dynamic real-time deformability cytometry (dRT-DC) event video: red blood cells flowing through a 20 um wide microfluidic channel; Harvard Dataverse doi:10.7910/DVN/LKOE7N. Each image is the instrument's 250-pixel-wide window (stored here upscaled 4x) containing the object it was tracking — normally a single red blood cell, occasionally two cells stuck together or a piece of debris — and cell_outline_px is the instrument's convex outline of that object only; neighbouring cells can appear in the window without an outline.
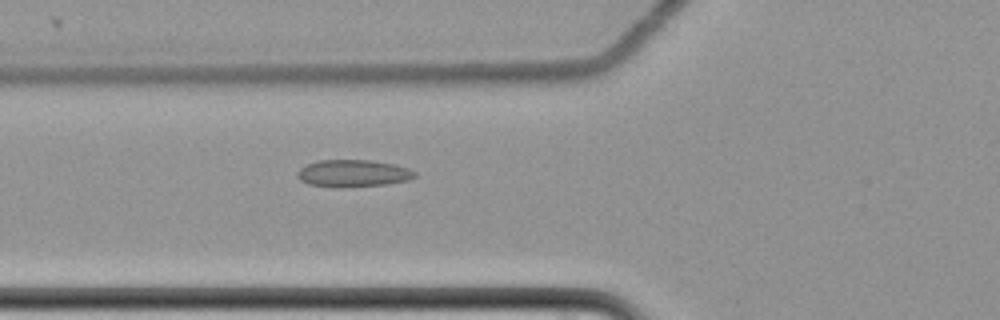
{"species": "common noctule bat (a hibernating species)", "species_latin": "Nyctalus noctula", "temperature_condition": "cold", "stored_images_in_passage": 42, "camera_frame_rate_fps": 3000, "um_per_image_px": 0.085, "animal": {"sex": "female", "body_mass_g": 22.7, "forearm_length_mm": 54.2}, "frame": {"image": 1, "passage_image": 19, "time_ms": 6.0, "image_size_px": [1000, 320], "cell_outline_px": [[416, 176], [408, 180], [388, 184], [336, 188], [308, 184], [300, 180], [296, 176], [296, 172], [300, 168], [308, 164], [320, 160], [372, 160], [396, 164], [408, 168], [416, 172]], "centroid_in_image_um": [30.01, 14.74], "position_along_channel_um": 95.8, "area_um2": 18.79}}
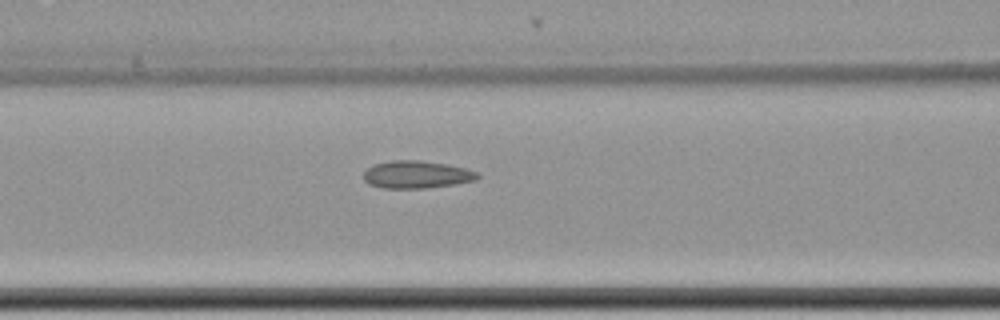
{"frame": {"image": 2, "passage_image": 22, "time_ms": 7.0, "image_size_px": [1000, 320], "cell_outline_px": [[480, 176], [476, 180], [456, 184], [428, 188], [384, 188], [368, 184], [364, 180], [364, 172], [372, 164], [392, 160], [420, 160], [448, 164], [464, 168], [476, 172]], "centroid_in_image_um": [35.4, 14.83], "position_along_channel_um": 131.2, "area_um2": 18.38}}
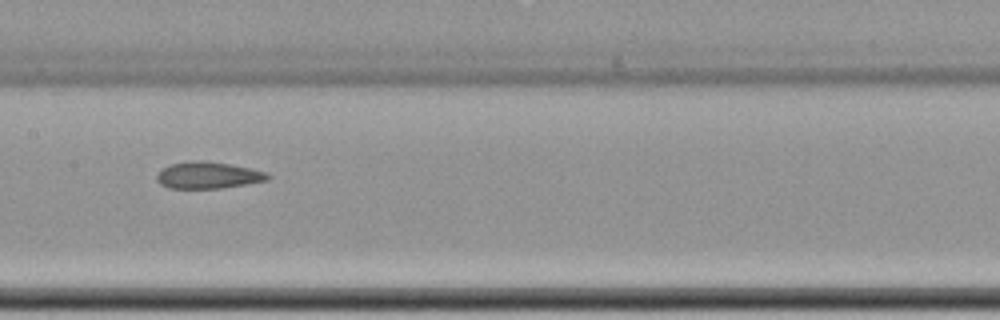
{"frame": {"image": 3, "passage_image": 27, "time_ms": 8.667, "image_size_px": [1000, 320], "cell_outline_px": [[272, 176], [268, 180], [220, 188], [168, 188], [160, 184], [156, 180], [156, 176], [160, 168], [168, 164], [228, 164], [268, 172]], "centroid_in_image_um": [17.68, 14.95], "position_along_channel_um": 189.7, "area_um2": 16.36}}